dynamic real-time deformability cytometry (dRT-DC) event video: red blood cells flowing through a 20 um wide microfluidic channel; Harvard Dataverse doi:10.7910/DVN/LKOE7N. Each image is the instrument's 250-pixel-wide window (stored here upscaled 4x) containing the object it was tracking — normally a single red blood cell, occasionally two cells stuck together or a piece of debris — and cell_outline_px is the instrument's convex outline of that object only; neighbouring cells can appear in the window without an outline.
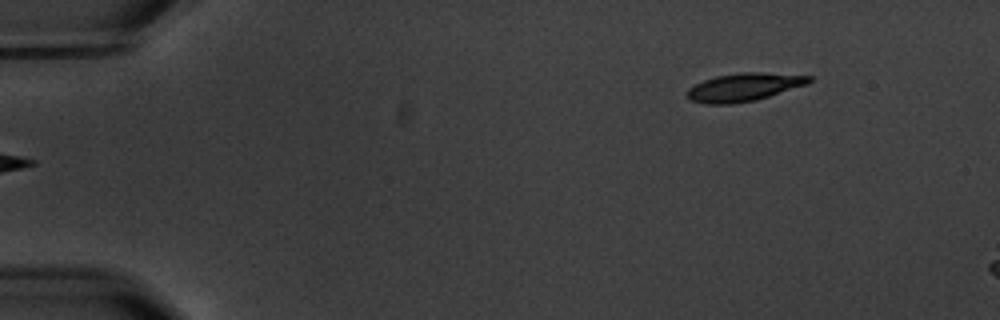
{"species": "common noctule bat (a hibernating species)", "species_latin": "Nyctalus noctula", "temperature_condition": "warm", "stored_images_in_passage": 7, "segment_of_instrument_passage": [2, 2], "camera_frame_rate_fps": 3000, "um_per_image_px": 0.085, "animal": {"sex": "male", "body_mass_g": 20.1, "forearm_length_mm": 53.5}, "frame": {"image": 1, "passage_image": 7, "time_ms": 7.0, "image_size_px": [1000, 320], "cell_outline_px": [[812, 80], [808, 84], [756, 100], [732, 104], [704, 104], [688, 100], [688, 88], [704, 80], [716, 76], [740, 72], [764, 72], [812, 76]], "centroid_in_image_um": [63.24, 7.41], "position_along_channel_um": 21.8, "area_um2": 20.0}}